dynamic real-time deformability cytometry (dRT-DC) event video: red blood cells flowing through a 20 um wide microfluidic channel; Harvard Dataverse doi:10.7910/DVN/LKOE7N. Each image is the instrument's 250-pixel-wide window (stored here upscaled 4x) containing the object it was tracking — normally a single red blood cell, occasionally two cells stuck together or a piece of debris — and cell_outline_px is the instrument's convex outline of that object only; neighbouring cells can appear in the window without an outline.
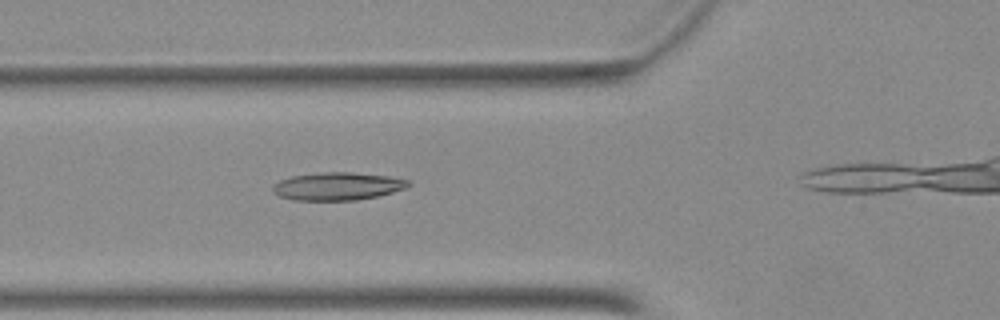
{"species": "Egyptian fruit bat (a non-hibernating species)", "species_latin": "Rousettus aegyptiacus", "temperature_condition": "warm", "stored_images_in_passage": 33, "camera_frame_rate_fps": 3000, "um_per_image_px": 0.085, "animal": {"sex": "female"}, "frame": {"image": 1, "passage_image": 11, "time_ms": 3.333, "image_size_px": [1000, 320], "cell_outline_px": [[412, 184], [404, 188], [392, 192], [376, 196], [356, 200], [296, 200], [280, 196], [272, 192], [272, 184], [280, 180], [292, 176], [320, 172], [352, 172], [388, 176], [408, 180]], "centroid_in_image_um": [28.66, 15.82], "position_along_channel_um": 97.1, "area_um2": 21.91}}
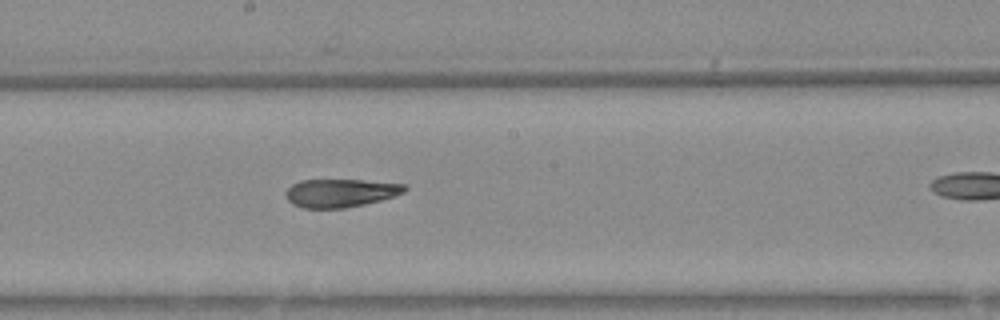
{"frame": {"image": 2, "passage_image": 20, "time_ms": 6.333, "image_size_px": [1000, 320], "cell_outline_px": [[408, 188], [404, 192], [396, 196], [364, 204], [344, 208], [300, 208], [292, 204], [288, 200], [284, 192], [292, 184], [300, 180], [360, 180], [408, 184]], "centroid_in_image_um": [28.94, 16.4], "position_along_channel_um": 219.3, "area_um2": 19.71}}
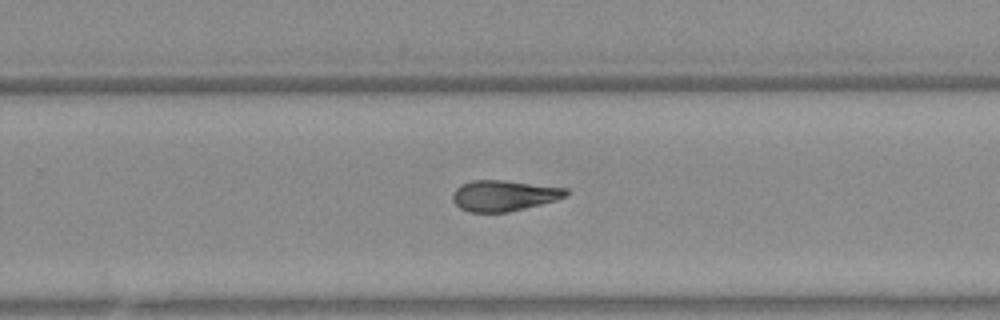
{"frame": {"image": 3, "passage_image": 25, "time_ms": 8.0, "image_size_px": [1000, 320], "cell_outline_px": [[568, 196], [556, 200], [508, 212], [468, 212], [460, 208], [452, 200], [452, 192], [460, 184], [472, 180], [504, 180], [568, 188]], "centroid_in_image_um": [42.81, 16.62], "position_along_channel_um": 287.0, "area_um2": 20.46}}